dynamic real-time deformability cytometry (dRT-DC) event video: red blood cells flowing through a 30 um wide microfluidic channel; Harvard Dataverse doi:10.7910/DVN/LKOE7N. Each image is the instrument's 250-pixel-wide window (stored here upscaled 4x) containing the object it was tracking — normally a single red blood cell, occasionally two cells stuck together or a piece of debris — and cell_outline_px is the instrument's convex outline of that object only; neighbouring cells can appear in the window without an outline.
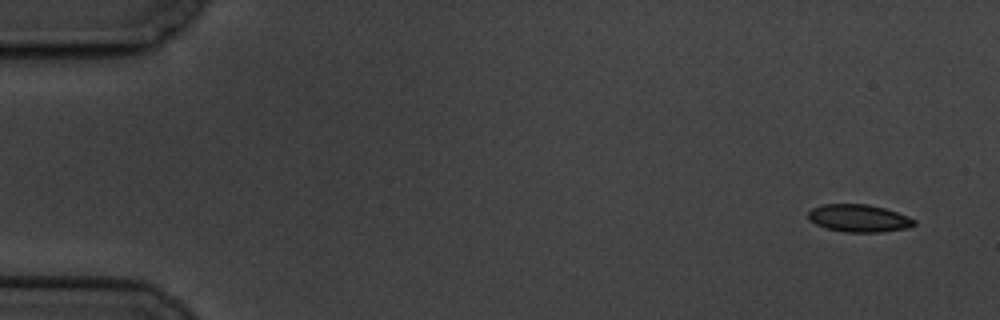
{"species": "common noctule bat (a hibernating species)", "species_latin": "Nyctalus noctula", "temperature_condition": "cold", "stored_images_in_passage": 2, "camera_frame_rate_fps": 3000, "um_per_image_px": 0.085, "animal": {"sex": "male", "body_mass_g": 19.5, "forearm_length_mm": 54.6}, "frame": {"image": 1, "passage_image": 2, "time_ms": 2.0, "image_size_px": [1000, 320], "cell_outline_px": [[916, 224], [908, 228], [880, 232], [844, 232], [828, 228], [816, 224], [808, 220], [808, 212], [812, 208], [824, 204], [868, 204], [884, 208], [908, 216], [916, 220]], "centroid_in_image_um": [73.01, 18.55], "position_along_channel_um": 12.0, "area_um2": 16.99}}